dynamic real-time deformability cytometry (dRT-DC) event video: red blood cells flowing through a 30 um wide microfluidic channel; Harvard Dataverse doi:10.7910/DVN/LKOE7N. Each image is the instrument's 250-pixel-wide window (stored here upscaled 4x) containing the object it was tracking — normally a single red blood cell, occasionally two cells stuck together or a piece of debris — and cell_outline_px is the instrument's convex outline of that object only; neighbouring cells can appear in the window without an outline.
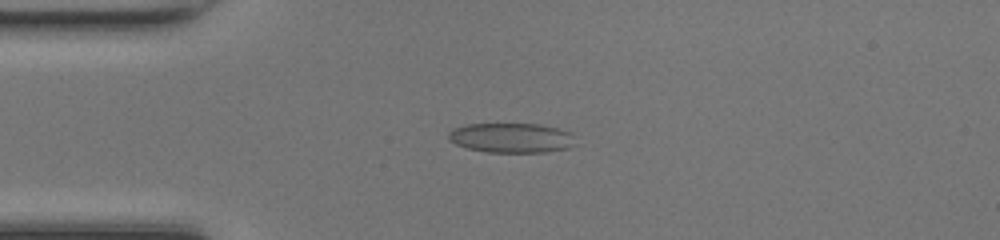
{"species": "common noctule bat (a hibernating species)", "species_latin": "Nyctalus noctula", "temperature_condition": "room temperature", "stored_images_in_passage": 49, "camera_frame_rate_fps": 3000, "um_per_image_px": 0.085, "animal": {"sex": "female", "body_mass_g": 17.0, "forearm_length_mm": 48.0}, "frame": {"image": 1, "passage_image": 12, "time_ms": 3.667, "image_size_px": [1000, 240], "cell_outline_px": [[576, 144], [568, 148], [544, 152], [488, 152], [468, 148], [456, 144], [448, 136], [448, 132], [452, 128], [464, 124], [540, 124], [560, 128], [572, 132]], "centroid_in_image_um": [43.51, 11.7], "position_along_channel_um": 41.5, "area_um2": 22.14}}
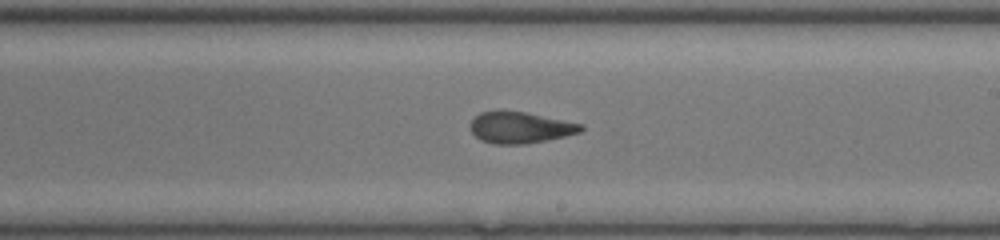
{"frame": {"image": 2, "passage_image": 28, "time_ms": 9.0, "image_size_px": [1000, 240], "cell_outline_px": [[584, 128], [580, 132], [564, 136], [524, 144], [492, 144], [480, 140], [472, 132], [468, 124], [480, 112], [524, 112], [584, 124]], "centroid_in_image_um": [44.2, 10.86], "position_along_channel_um": 244.8, "area_um2": 19.88}}
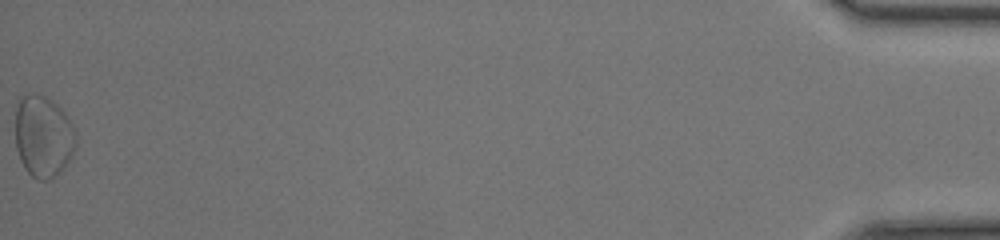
{"frame": {"image": 3, "passage_image": 49, "time_ms": 16.0, "image_size_px": [1000, 240], "cell_outline_px": [[76, 144], [72, 156], [64, 168], [52, 180], [36, 180], [24, 168], [20, 160], [16, 148], [16, 108], [20, 96], [28, 92], [44, 96], [52, 100], [64, 112], [72, 124], [76, 132]], "centroid_in_image_um": [3.68, 11.6], "position_along_channel_um": 431.5, "area_um2": 29.25}, "authors_computed_cell_mechanics": {"area_um2": 21.2704, "velocity_mm_per_s": 4.2351, "shape_relaxation_time_tau1_ms": 8.2663, "shape_relaxation_time_tau2_ms": 1.4905, "deformation_change_tau1": 0.1891, "deformation_change_tau2": 0.0957}}